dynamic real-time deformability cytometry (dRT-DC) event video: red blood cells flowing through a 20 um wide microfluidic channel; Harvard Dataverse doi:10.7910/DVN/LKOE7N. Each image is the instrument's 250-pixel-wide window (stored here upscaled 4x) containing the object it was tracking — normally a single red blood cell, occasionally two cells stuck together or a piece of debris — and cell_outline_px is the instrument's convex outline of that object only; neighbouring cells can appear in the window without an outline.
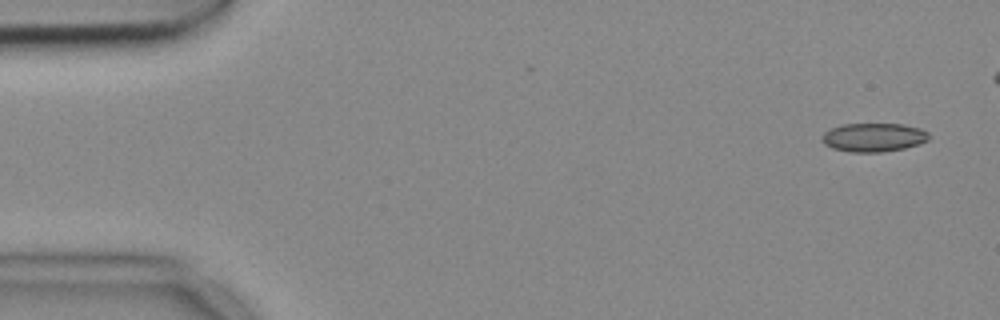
{"species": "common noctule bat (a hibernating species)", "species_latin": "Nyctalus noctula", "temperature_condition": "cold", "stored_images_in_passage": 5, "camera_frame_rate_fps": 3000, "um_per_image_px": 0.085, "animal": {"sex": "female", "body_mass_g": 18.4}, "frame": {"image": 1, "passage_image": 1, "time_ms": 0.0, "image_size_px": [1000, 320], "cell_outline_px": [[928, 140], [920, 144], [904, 148], [880, 152], [848, 152], [832, 148], [824, 144], [820, 136], [828, 128], [840, 124], [904, 124], [920, 128], [928, 132]], "centroid_in_image_um": [74.21, 11.67], "position_along_channel_um": 10.8, "area_um2": 18.09}}